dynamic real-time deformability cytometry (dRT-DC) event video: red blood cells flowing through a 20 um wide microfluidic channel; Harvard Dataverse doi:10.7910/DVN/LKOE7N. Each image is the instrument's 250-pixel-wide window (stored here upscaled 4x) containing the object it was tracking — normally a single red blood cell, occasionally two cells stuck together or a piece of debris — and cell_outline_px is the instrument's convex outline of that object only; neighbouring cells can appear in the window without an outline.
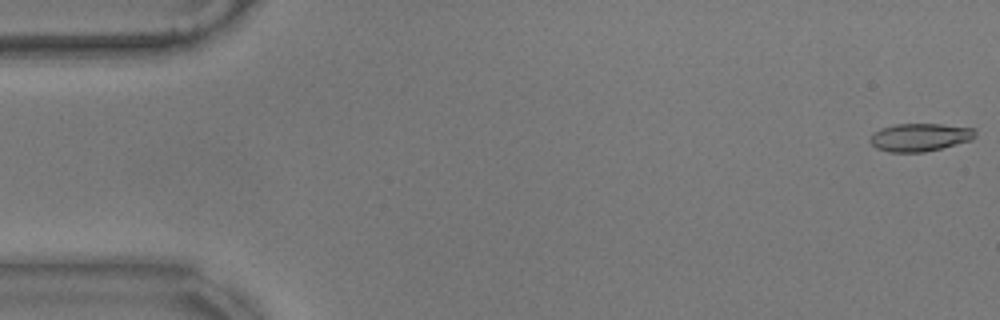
{"species": "common noctule bat (a hibernating species)", "species_latin": "Nyctalus noctula", "temperature_condition": "warm", "stored_images_in_passage": 57, "camera_frame_rate_fps": 3000, "um_per_image_px": 0.085, "animal": {"sex": "male", "body_mass_g": 17.9}, "frame": {"image": 1, "passage_image": 1, "time_ms": 0.0, "image_size_px": [1000, 320], "cell_outline_px": [[976, 136], [972, 140], [924, 152], [888, 152], [876, 148], [872, 144], [872, 132], [880, 128], [896, 124], [940, 124], [976, 128]], "centroid_in_image_um": [78.21, 11.66], "position_along_channel_um": 6.8, "area_um2": 17.11}}
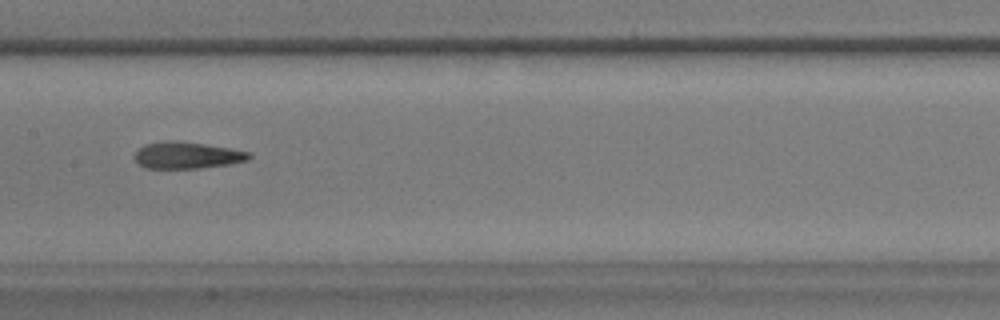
{"frame": {"image": 2, "passage_image": 28, "time_ms": 9.0, "image_size_px": [1000, 320], "cell_outline_px": [[252, 156], [248, 160], [228, 164], [200, 168], [144, 168], [132, 156], [144, 144], [168, 140], [172, 140], [204, 144], [232, 148], [252, 152]], "centroid_in_image_um": [15.92, 13.19], "position_along_channel_um": 191.5, "area_um2": 17.86}}
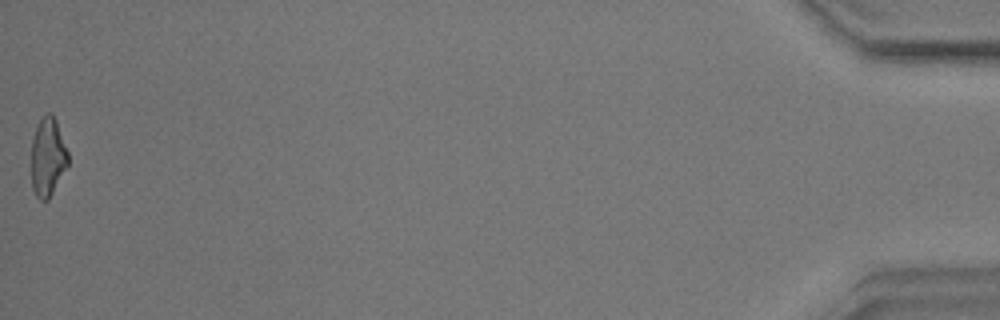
{"frame": {"image": 3, "passage_image": 57, "time_ms": 18.667, "image_size_px": [1000, 320], "cell_outline_px": [[68, 164], [48, 200], [40, 200], [36, 196], [32, 188], [32, 140], [36, 124], [48, 112], [52, 112], [56, 120], [68, 152]], "centroid_in_image_um": [4.05, 13.33], "position_along_channel_um": 431.1, "area_um2": 16.7}, "authors_computed_cell_mechanics": {"area_um2": 17.6868, "velocity_mm_per_s": 3.5368, "shape_relaxation_time_tau1_ms": 3.8717, "shape_relaxation_time_tau2_ms": 2.8486, "deformation_change_tau1": 0.2008, "deformation_change_tau2": 0.135}}